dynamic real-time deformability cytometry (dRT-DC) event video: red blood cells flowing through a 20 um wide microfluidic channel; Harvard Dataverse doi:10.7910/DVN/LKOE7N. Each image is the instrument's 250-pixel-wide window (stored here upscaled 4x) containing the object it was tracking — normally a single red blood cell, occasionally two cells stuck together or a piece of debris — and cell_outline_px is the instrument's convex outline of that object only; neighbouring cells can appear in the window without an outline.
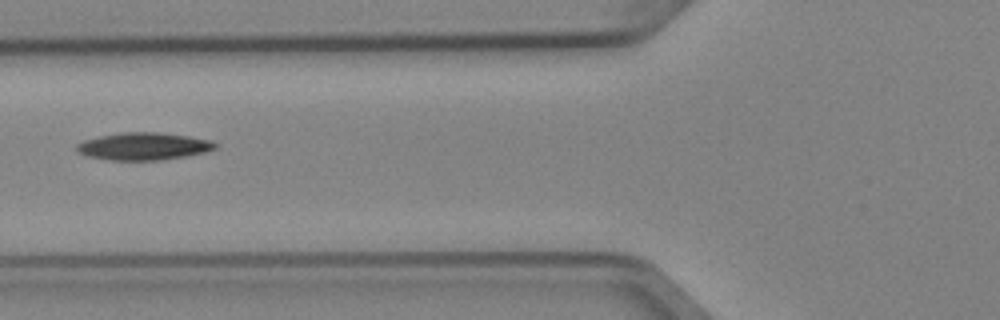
{"species": "Egyptian fruit bat (a non-hibernating species)", "species_latin": "Rousettus aegyptiacus", "temperature_condition": "cold", "stored_images_in_passage": 6, "camera_frame_rate_fps": 3000, "um_per_image_px": 0.085, "animal": {"sex": "female"}, "frame": {"image": 1, "passage_image": 6, "time_ms": 1.667, "image_size_px": [1000, 320], "cell_outline_px": [[216, 148], [204, 152], [184, 156], [160, 160], [112, 160], [88, 156], [76, 152], [76, 144], [84, 140], [100, 136], [120, 132], [160, 132], [188, 136], [212, 140], [216, 144]], "centroid_in_image_um": [12.18, 12.42], "position_along_channel_um": 113.6, "area_um2": 22.08}}